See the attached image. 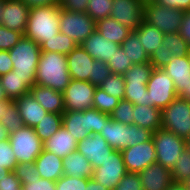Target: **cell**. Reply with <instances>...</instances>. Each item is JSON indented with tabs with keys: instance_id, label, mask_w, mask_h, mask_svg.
Returning a JSON list of instances; mask_svg holds the SVG:
<instances>
[{
	"instance_id": "f907efd6",
	"label": "cell",
	"mask_w": 190,
	"mask_h": 190,
	"mask_svg": "<svg viewBox=\"0 0 190 190\" xmlns=\"http://www.w3.org/2000/svg\"><path fill=\"white\" fill-rule=\"evenodd\" d=\"M113 190H143L139 174L127 172Z\"/></svg>"
},
{
	"instance_id": "9f6ffc18",
	"label": "cell",
	"mask_w": 190,
	"mask_h": 190,
	"mask_svg": "<svg viewBox=\"0 0 190 190\" xmlns=\"http://www.w3.org/2000/svg\"><path fill=\"white\" fill-rule=\"evenodd\" d=\"M12 64L13 62L11 61L9 51L0 50V76L12 71Z\"/></svg>"
},
{
	"instance_id": "ffe728a7",
	"label": "cell",
	"mask_w": 190,
	"mask_h": 190,
	"mask_svg": "<svg viewBox=\"0 0 190 190\" xmlns=\"http://www.w3.org/2000/svg\"><path fill=\"white\" fill-rule=\"evenodd\" d=\"M138 174L143 190H167L173 183L171 171L159 163L147 166Z\"/></svg>"
},
{
	"instance_id": "2e32d148",
	"label": "cell",
	"mask_w": 190,
	"mask_h": 190,
	"mask_svg": "<svg viewBox=\"0 0 190 190\" xmlns=\"http://www.w3.org/2000/svg\"><path fill=\"white\" fill-rule=\"evenodd\" d=\"M91 163L92 169L103 165V162L114 151L107 141L99 134H88V136L77 143V149Z\"/></svg>"
},
{
	"instance_id": "2644e50d",
	"label": "cell",
	"mask_w": 190,
	"mask_h": 190,
	"mask_svg": "<svg viewBox=\"0 0 190 190\" xmlns=\"http://www.w3.org/2000/svg\"><path fill=\"white\" fill-rule=\"evenodd\" d=\"M142 1L145 3V2H149V1H153V0H142Z\"/></svg>"
},
{
	"instance_id": "6f0895ef",
	"label": "cell",
	"mask_w": 190,
	"mask_h": 190,
	"mask_svg": "<svg viewBox=\"0 0 190 190\" xmlns=\"http://www.w3.org/2000/svg\"><path fill=\"white\" fill-rule=\"evenodd\" d=\"M179 34L190 46V10L185 11Z\"/></svg>"
},
{
	"instance_id": "277c9868",
	"label": "cell",
	"mask_w": 190,
	"mask_h": 190,
	"mask_svg": "<svg viewBox=\"0 0 190 190\" xmlns=\"http://www.w3.org/2000/svg\"><path fill=\"white\" fill-rule=\"evenodd\" d=\"M99 135L107 141L111 148L121 151L127 147L150 140L153 132L135 124H122L110 117L102 127Z\"/></svg>"
},
{
	"instance_id": "c3c4849f",
	"label": "cell",
	"mask_w": 190,
	"mask_h": 190,
	"mask_svg": "<svg viewBox=\"0 0 190 190\" xmlns=\"http://www.w3.org/2000/svg\"><path fill=\"white\" fill-rule=\"evenodd\" d=\"M112 74L108 64L100 61H93V70L91 75V84L99 87L105 79Z\"/></svg>"
},
{
	"instance_id": "11a10c76",
	"label": "cell",
	"mask_w": 190,
	"mask_h": 190,
	"mask_svg": "<svg viewBox=\"0 0 190 190\" xmlns=\"http://www.w3.org/2000/svg\"><path fill=\"white\" fill-rule=\"evenodd\" d=\"M153 1L160 5L182 10L184 12L190 10V0H153Z\"/></svg>"
},
{
	"instance_id": "8fae6325",
	"label": "cell",
	"mask_w": 190,
	"mask_h": 190,
	"mask_svg": "<svg viewBox=\"0 0 190 190\" xmlns=\"http://www.w3.org/2000/svg\"><path fill=\"white\" fill-rule=\"evenodd\" d=\"M59 29L80 45L96 29V22L87 12H70L60 8Z\"/></svg>"
},
{
	"instance_id": "74e56055",
	"label": "cell",
	"mask_w": 190,
	"mask_h": 190,
	"mask_svg": "<svg viewBox=\"0 0 190 190\" xmlns=\"http://www.w3.org/2000/svg\"><path fill=\"white\" fill-rule=\"evenodd\" d=\"M161 44L165 45L174 56H187L190 50V46L179 33L164 34Z\"/></svg>"
},
{
	"instance_id": "52a82bcc",
	"label": "cell",
	"mask_w": 190,
	"mask_h": 190,
	"mask_svg": "<svg viewBox=\"0 0 190 190\" xmlns=\"http://www.w3.org/2000/svg\"><path fill=\"white\" fill-rule=\"evenodd\" d=\"M185 12L154 1L144 3V21L163 34L179 33Z\"/></svg>"
},
{
	"instance_id": "4fadbf2b",
	"label": "cell",
	"mask_w": 190,
	"mask_h": 190,
	"mask_svg": "<svg viewBox=\"0 0 190 190\" xmlns=\"http://www.w3.org/2000/svg\"><path fill=\"white\" fill-rule=\"evenodd\" d=\"M127 173L120 150H114L109 157L103 162L102 166L93 169V179L106 187L113 190Z\"/></svg>"
},
{
	"instance_id": "6da1fadb",
	"label": "cell",
	"mask_w": 190,
	"mask_h": 190,
	"mask_svg": "<svg viewBox=\"0 0 190 190\" xmlns=\"http://www.w3.org/2000/svg\"><path fill=\"white\" fill-rule=\"evenodd\" d=\"M59 2L30 8L24 36L35 41L40 47L60 32Z\"/></svg>"
},
{
	"instance_id": "f1b7e54d",
	"label": "cell",
	"mask_w": 190,
	"mask_h": 190,
	"mask_svg": "<svg viewBox=\"0 0 190 190\" xmlns=\"http://www.w3.org/2000/svg\"><path fill=\"white\" fill-rule=\"evenodd\" d=\"M96 29L108 40L121 45L131 31L117 20L108 17L96 22Z\"/></svg>"
},
{
	"instance_id": "5bb4252c",
	"label": "cell",
	"mask_w": 190,
	"mask_h": 190,
	"mask_svg": "<svg viewBox=\"0 0 190 190\" xmlns=\"http://www.w3.org/2000/svg\"><path fill=\"white\" fill-rule=\"evenodd\" d=\"M127 172L139 173L156 163V150L152 138L121 150Z\"/></svg>"
},
{
	"instance_id": "7bdbcfd3",
	"label": "cell",
	"mask_w": 190,
	"mask_h": 190,
	"mask_svg": "<svg viewBox=\"0 0 190 190\" xmlns=\"http://www.w3.org/2000/svg\"><path fill=\"white\" fill-rule=\"evenodd\" d=\"M112 74L123 75L132 65L127 53L120 46L111 59L107 62Z\"/></svg>"
},
{
	"instance_id": "30bf717a",
	"label": "cell",
	"mask_w": 190,
	"mask_h": 190,
	"mask_svg": "<svg viewBox=\"0 0 190 190\" xmlns=\"http://www.w3.org/2000/svg\"><path fill=\"white\" fill-rule=\"evenodd\" d=\"M146 86L148 106L163 110L178 97L173 80L163 69L154 68Z\"/></svg>"
},
{
	"instance_id": "7c38bea8",
	"label": "cell",
	"mask_w": 190,
	"mask_h": 190,
	"mask_svg": "<svg viewBox=\"0 0 190 190\" xmlns=\"http://www.w3.org/2000/svg\"><path fill=\"white\" fill-rule=\"evenodd\" d=\"M96 87L89 81L71 79L63 92L65 111H84L93 108Z\"/></svg>"
},
{
	"instance_id": "603a6c76",
	"label": "cell",
	"mask_w": 190,
	"mask_h": 190,
	"mask_svg": "<svg viewBox=\"0 0 190 190\" xmlns=\"http://www.w3.org/2000/svg\"><path fill=\"white\" fill-rule=\"evenodd\" d=\"M25 126L34 128L48 113L29 92L15 100Z\"/></svg>"
},
{
	"instance_id": "8d00e7d4",
	"label": "cell",
	"mask_w": 190,
	"mask_h": 190,
	"mask_svg": "<svg viewBox=\"0 0 190 190\" xmlns=\"http://www.w3.org/2000/svg\"><path fill=\"white\" fill-rule=\"evenodd\" d=\"M174 183H183L190 178V151L186 147L171 169Z\"/></svg>"
},
{
	"instance_id": "be15d7a7",
	"label": "cell",
	"mask_w": 190,
	"mask_h": 190,
	"mask_svg": "<svg viewBox=\"0 0 190 190\" xmlns=\"http://www.w3.org/2000/svg\"><path fill=\"white\" fill-rule=\"evenodd\" d=\"M167 190H186L182 183H172Z\"/></svg>"
},
{
	"instance_id": "3957f363",
	"label": "cell",
	"mask_w": 190,
	"mask_h": 190,
	"mask_svg": "<svg viewBox=\"0 0 190 190\" xmlns=\"http://www.w3.org/2000/svg\"><path fill=\"white\" fill-rule=\"evenodd\" d=\"M9 54L13 62L12 71L22 77L31 88L35 84L37 65L41 54L40 45L23 35L18 43L9 50Z\"/></svg>"
},
{
	"instance_id": "d590c367",
	"label": "cell",
	"mask_w": 190,
	"mask_h": 190,
	"mask_svg": "<svg viewBox=\"0 0 190 190\" xmlns=\"http://www.w3.org/2000/svg\"><path fill=\"white\" fill-rule=\"evenodd\" d=\"M147 83H125L124 99L133 105L148 106Z\"/></svg>"
},
{
	"instance_id": "f5cc1de1",
	"label": "cell",
	"mask_w": 190,
	"mask_h": 190,
	"mask_svg": "<svg viewBox=\"0 0 190 190\" xmlns=\"http://www.w3.org/2000/svg\"><path fill=\"white\" fill-rule=\"evenodd\" d=\"M61 9L70 12H86L88 0H59Z\"/></svg>"
},
{
	"instance_id": "94428289",
	"label": "cell",
	"mask_w": 190,
	"mask_h": 190,
	"mask_svg": "<svg viewBox=\"0 0 190 190\" xmlns=\"http://www.w3.org/2000/svg\"><path fill=\"white\" fill-rule=\"evenodd\" d=\"M13 100L4 98L0 95V119L2 118V114L6 111V109L13 103Z\"/></svg>"
},
{
	"instance_id": "89a4df30",
	"label": "cell",
	"mask_w": 190,
	"mask_h": 190,
	"mask_svg": "<svg viewBox=\"0 0 190 190\" xmlns=\"http://www.w3.org/2000/svg\"><path fill=\"white\" fill-rule=\"evenodd\" d=\"M188 59H189V66H190V50H189V53H188Z\"/></svg>"
},
{
	"instance_id": "816d5d0a",
	"label": "cell",
	"mask_w": 190,
	"mask_h": 190,
	"mask_svg": "<svg viewBox=\"0 0 190 190\" xmlns=\"http://www.w3.org/2000/svg\"><path fill=\"white\" fill-rule=\"evenodd\" d=\"M23 190H56V182L42 178H34L22 184Z\"/></svg>"
},
{
	"instance_id": "e575fe53",
	"label": "cell",
	"mask_w": 190,
	"mask_h": 190,
	"mask_svg": "<svg viewBox=\"0 0 190 190\" xmlns=\"http://www.w3.org/2000/svg\"><path fill=\"white\" fill-rule=\"evenodd\" d=\"M153 67L150 62L133 64L124 74L125 83H147Z\"/></svg>"
},
{
	"instance_id": "680465c9",
	"label": "cell",
	"mask_w": 190,
	"mask_h": 190,
	"mask_svg": "<svg viewBox=\"0 0 190 190\" xmlns=\"http://www.w3.org/2000/svg\"><path fill=\"white\" fill-rule=\"evenodd\" d=\"M30 8L58 3L59 0H23Z\"/></svg>"
},
{
	"instance_id": "6125c7cd",
	"label": "cell",
	"mask_w": 190,
	"mask_h": 190,
	"mask_svg": "<svg viewBox=\"0 0 190 190\" xmlns=\"http://www.w3.org/2000/svg\"><path fill=\"white\" fill-rule=\"evenodd\" d=\"M178 97L190 101V80L187 83L185 89L182 91V93Z\"/></svg>"
},
{
	"instance_id": "7a4b0ae2",
	"label": "cell",
	"mask_w": 190,
	"mask_h": 190,
	"mask_svg": "<svg viewBox=\"0 0 190 190\" xmlns=\"http://www.w3.org/2000/svg\"><path fill=\"white\" fill-rule=\"evenodd\" d=\"M71 81L67 57L57 52L41 51L37 65L35 84L50 87L63 93Z\"/></svg>"
},
{
	"instance_id": "484cf974",
	"label": "cell",
	"mask_w": 190,
	"mask_h": 190,
	"mask_svg": "<svg viewBox=\"0 0 190 190\" xmlns=\"http://www.w3.org/2000/svg\"><path fill=\"white\" fill-rule=\"evenodd\" d=\"M64 175L75 178H92L93 169L87 158L77 150L69 153L63 159Z\"/></svg>"
},
{
	"instance_id": "e7e4bbea",
	"label": "cell",
	"mask_w": 190,
	"mask_h": 190,
	"mask_svg": "<svg viewBox=\"0 0 190 190\" xmlns=\"http://www.w3.org/2000/svg\"><path fill=\"white\" fill-rule=\"evenodd\" d=\"M8 139L6 129L0 124V140Z\"/></svg>"
},
{
	"instance_id": "f35d334b",
	"label": "cell",
	"mask_w": 190,
	"mask_h": 190,
	"mask_svg": "<svg viewBox=\"0 0 190 190\" xmlns=\"http://www.w3.org/2000/svg\"><path fill=\"white\" fill-rule=\"evenodd\" d=\"M0 124L6 129L8 135L24 126L19 108L15 101L6 109L4 114H2Z\"/></svg>"
},
{
	"instance_id": "8992f818",
	"label": "cell",
	"mask_w": 190,
	"mask_h": 190,
	"mask_svg": "<svg viewBox=\"0 0 190 190\" xmlns=\"http://www.w3.org/2000/svg\"><path fill=\"white\" fill-rule=\"evenodd\" d=\"M152 140L156 150V163L171 171L186 148V140L164 128L157 129Z\"/></svg>"
},
{
	"instance_id": "bcb514c9",
	"label": "cell",
	"mask_w": 190,
	"mask_h": 190,
	"mask_svg": "<svg viewBox=\"0 0 190 190\" xmlns=\"http://www.w3.org/2000/svg\"><path fill=\"white\" fill-rule=\"evenodd\" d=\"M87 182L88 178L63 175L56 181V190H86Z\"/></svg>"
},
{
	"instance_id": "91938a15",
	"label": "cell",
	"mask_w": 190,
	"mask_h": 190,
	"mask_svg": "<svg viewBox=\"0 0 190 190\" xmlns=\"http://www.w3.org/2000/svg\"><path fill=\"white\" fill-rule=\"evenodd\" d=\"M86 190H108L103 185L97 183L93 178H88Z\"/></svg>"
},
{
	"instance_id": "a7ac6f4b",
	"label": "cell",
	"mask_w": 190,
	"mask_h": 190,
	"mask_svg": "<svg viewBox=\"0 0 190 190\" xmlns=\"http://www.w3.org/2000/svg\"><path fill=\"white\" fill-rule=\"evenodd\" d=\"M186 147L190 151V136L186 139Z\"/></svg>"
},
{
	"instance_id": "83f0119b",
	"label": "cell",
	"mask_w": 190,
	"mask_h": 190,
	"mask_svg": "<svg viewBox=\"0 0 190 190\" xmlns=\"http://www.w3.org/2000/svg\"><path fill=\"white\" fill-rule=\"evenodd\" d=\"M133 116V124L146 128L153 133L162 128L161 110L156 107L134 105Z\"/></svg>"
},
{
	"instance_id": "7dc6e473",
	"label": "cell",
	"mask_w": 190,
	"mask_h": 190,
	"mask_svg": "<svg viewBox=\"0 0 190 190\" xmlns=\"http://www.w3.org/2000/svg\"><path fill=\"white\" fill-rule=\"evenodd\" d=\"M21 181V185L29 183V180L41 178L34 163H18L13 171Z\"/></svg>"
},
{
	"instance_id": "f6af8a7d",
	"label": "cell",
	"mask_w": 190,
	"mask_h": 190,
	"mask_svg": "<svg viewBox=\"0 0 190 190\" xmlns=\"http://www.w3.org/2000/svg\"><path fill=\"white\" fill-rule=\"evenodd\" d=\"M23 34L0 25V50L9 51L21 39Z\"/></svg>"
},
{
	"instance_id": "d4e9b609",
	"label": "cell",
	"mask_w": 190,
	"mask_h": 190,
	"mask_svg": "<svg viewBox=\"0 0 190 190\" xmlns=\"http://www.w3.org/2000/svg\"><path fill=\"white\" fill-rule=\"evenodd\" d=\"M162 69L173 80L177 95L179 96L190 80V66L188 55L184 57L173 56L172 60Z\"/></svg>"
},
{
	"instance_id": "ab89813d",
	"label": "cell",
	"mask_w": 190,
	"mask_h": 190,
	"mask_svg": "<svg viewBox=\"0 0 190 190\" xmlns=\"http://www.w3.org/2000/svg\"><path fill=\"white\" fill-rule=\"evenodd\" d=\"M119 99L115 98L112 95H109L105 91H103L101 88L96 87L95 93H94V103L93 108L97 109L98 111L105 113V114H111L115 107L119 103Z\"/></svg>"
},
{
	"instance_id": "836d02e7",
	"label": "cell",
	"mask_w": 190,
	"mask_h": 190,
	"mask_svg": "<svg viewBox=\"0 0 190 190\" xmlns=\"http://www.w3.org/2000/svg\"><path fill=\"white\" fill-rule=\"evenodd\" d=\"M18 164L9 139L0 140V181Z\"/></svg>"
},
{
	"instance_id": "4dcf8cb0",
	"label": "cell",
	"mask_w": 190,
	"mask_h": 190,
	"mask_svg": "<svg viewBox=\"0 0 190 190\" xmlns=\"http://www.w3.org/2000/svg\"><path fill=\"white\" fill-rule=\"evenodd\" d=\"M123 50L127 53L129 60H132L133 64H141L150 62V57L146 53L144 47L139 41L138 35L131 31L128 37L121 44Z\"/></svg>"
},
{
	"instance_id": "d6986e66",
	"label": "cell",
	"mask_w": 190,
	"mask_h": 190,
	"mask_svg": "<svg viewBox=\"0 0 190 190\" xmlns=\"http://www.w3.org/2000/svg\"><path fill=\"white\" fill-rule=\"evenodd\" d=\"M80 45L94 60H100L105 63L111 59L114 52L121 46L103 37L97 29Z\"/></svg>"
},
{
	"instance_id": "5b68a950",
	"label": "cell",
	"mask_w": 190,
	"mask_h": 190,
	"mask_svg": "<svg viewBox=\"0 0 190 190\" xmlns=\"http://www.w3.org/2000/svg\"><path fill=\"white\" fill-rule=\"evenodd\" d=\"M109 118V114L102 113L95 108L84 111H65L62 114V126L79 142L88 134H100Z\"/></svg>"
},
{
	"instance_id": "03108f58",
	"label": "cell",
	"mask_w": 190,
	"mask_h": 190,
	"mask_svg": "<svg viewBox=\"0 0 190 190\" xmlns=\"http://www.w3.org/2000/svg\"><path fill=\"white\" fill-rule=\"evenodd\" d=\"M186 190H190V178L182 183Z\"/></svg>"
},
{
	"instance_id": "681fc988",
	"label": "cell",
	"mask_w": 190,
	"mask_h": 190,
	"mask_svg": "<svg viewBox=\"0 0 190 190\" xmlns=\"http://www.w3.org/2000/svg\"><path fill=\"white\" fill-rule=\"evenodd\" d=\"M173 56V53L169 52L165 45H161L150 56V63L153 68L162 69L172 60Z\"/></svg>"
},
{
	"instance_id": "7402d4cb",
	"label": "cell",
	"mask_w": 190,
	"mask_h": 190,
	"mask_svg": "<svg viewBox=\"0 0 190 190\" xmlns=\"http://www.w3.org/2000/svg\"><path fill=\"white\" fill-rule=\"evenodd\" d=\"M77 143L74 136L62 126L47 141L43 142V150L64 159L69 153L77 149Z\"/></svg>"
},
{
	"instance_id": "f546056e",
	"label": "cell",
	"mask_w": 190,
	"mask_h": 190,
	"mask_svg": "<svg viewBox=\"0 0 190 190\" xmlns=\"http://www.w3.org/2000/svg\"><path fill=\"white\" fill-rule=\"evenodd\" d=\"M134 32L138 35L139 41L149 57L162 45L164 34L144 20Z\"/></svg>"
},
{
	"instance_id": "ba28073f",
	"label": "cell",
	"mask_w": 190,
	"mask_h": 190,
	"mask_svg": "<svg viewBox=\"0 0 190 190\" xmlns=\"http://www.w3.org/2000/svg\"><path fill=\"white\" fill-rule=\"evenodd\" d=\"M161 124L162 128L186 140L190 136V101L175 98L161 110Z\"/></svg>"
},
{
	"instance_id": "db71d44e",
	"label": "cell",
	"mask_w": 190,
	"mask_h": 190,
	"mask_svg": "<svg viewBox=\"0 0 190 190\" xmlns=\"http://www.w3.org/2000/svg\"><path fill=\"white\" fill-rule=\"evenodd\" d=\"M0 190H23L21 181L16 177L15 173L11 171L0 181Z\"/></svg>"
},
{
	"instance_id": "b9f144b4",
	"label": "cell",
	"mask_w": 190,
	"mask_h": 190,
	"mask_svg": "<svg viewBox=\"0 0 190 190\" xmlns=\"http://www.w3.org/2000/svg\"><path fill=\"white\" fill-rule=\"evenodd\" d=\"M112 7V0H88L86 12L97 22L98 20L110 17Z\"/></svg>"
},
{
	"instance_id": "ac0fdd59",
	"label": "cell",
	"mask_w": 190,
	"mask_h": 190,
	"mask_svg": "<svg viewBox=\"0 0 190 190\" xmlns=\"http://www.w3.org/2000/svg\"><path fill=\"white\" fill-rule=\"evenodd\" d=\"M66 57L71 79L89 81L91 83L94 61L92 56L81 45H77Z\"/></svg>"
},
{
	"instance_id": "60d3db41",
	"label": "cell",
	"mask_w": 190,
	"mask_h": 190,
	"mask_svg": "<svg viewBox=\"0 0 190 190\" xmlns=\"http://www.w3.org/2000/svg\"><path fill=\"white\" fill-rule=\"evenodd\" d=\"M99 88H101L109 95L118 98L119 100L124 99L125 80L123 75L111 74L107 79L103 81Z\"/></svg>"
},
{
	"instance_id": "d6a6232c",
	"label": "cell",
	"mask_w": 190,
	"mask_h": 190,
	"mask_svg": "<svg viewBox=\"0 0 190 190\" xmlns=\"http://www.w3.org/2000/svg\"><path fill=\"white\" fill-rule=\"evenodd\" d=\"M77 45L72 38L59 32L52 39H48L40 48L41 51L68 55Z\"/></svg>"
},
{
	"instance_id": "4316f807",
	"label": "cell",
	"mask_w": 190,
	"mask_h": 190,
	"mask_svg": "<svg viewBox=\"0 0 190 190\" xmlns=\"http://www.w3.org/2000/svg\"><path fill=\"white\" fill-rule=\"evenodd\" d=\"M29 92L30 87L13 71L0 76V95L4 98L15 101Z\"/></svg>"
},
{
	"instance_id": "003e7915",
	"label": "cell",
	"mask_w": 190,
	"mask_h": 190,
	"mask_svg": "<svg viewBox=\"0 0 190 190\" xmlns=\"http://www.w3.org/2000/svg\"><path fill=\"white\" fill-rule=\"evenodd\" d=\"M3 6H4V0H0V24H1V16L3 14Z\"/></svg>"
},
{
	"instance_id": "e0dca14e",
	"label": "cell",
	"mask_w": 190,
	"mask_h": 190,
	"mask_svg": "<svg viewBox=\"0 0 190 190\" xmlns=\"http://www.w3.org/2000/svg\"><path fill=\"white\" fill-rule=\"evenodd\" d=\"M29 10L30 7L23 0H4L0 25L19 31L24 35Z\"/></svg>"
},
{
	"instance_id": "9a60e30c",
	"label": "cell",
	"mask_w": 190,
	"mask_h": 190,
	"mask_svg": "<svg viewBox=\"0 0 190 190\" xmlns=\"http://www.w3.org/2000/svg\"><path fill=\"white\" fill-rule=\"evenodd\" d=\"M110 17L135 31L144 20V2L142 0H112Z\"/></svg>"
},
{
	"instance_id": "9c48e42d",
	"label": "cell",
	"mask_w": 190,
	"mask_h": 190,
	"mask_svg": "<svg viewBox=\"0 0 190 190\" xmlns=\"http://www.w3.org/2000/svg\"><path fill=\"white\" fill-rule=\"evenodd\" d=\"M8 139L18 163H34L43 151V142L32 127L24 125L8 135Z\"/></svg>"
},
{
	"instance_id": "44dd1931",
	"label": "cell",
	"mask_w": 190,
	"mask_h": 190,
	"mask_svg": "<svg viewBox=\"0 0 190 190\" xmlns=\"http://www.w3.org/2000/svg\"><path fill=\"white\" fill-rule=\"evenodd\" d=\"M30 93L48 113L63 114L65 112L63 93L38 84L30 88Z\"/></svg>"
},
{
	"instance_id": "ee69618b",
	"label": "cell",
	"mask_w": 190,
	"mask_h": 190,
	"mask_svg": "<svg viewBox=\"0 0 190 190\" xmlns=\"http://www.w3.org/2000/svg\"><path fill=\"white\" fill-rule=\"evenodd\" d=\"M133 110L134 105L128 100L122 99L115 107L110 117L117 122L122 124L131 125L133 124Z\"/></svg>"
},
{
	"instance_id": "cb8c5ba5",
	"label": "cell",
	"mask_w": 190,
	"mask_h": 190,
	"mask_svg": "<svg viewBox=\"0 0 190 190\" xmlns=\"http://www.w3.org/2000/svg\"><path fill=\"white\" fill-rule=\"evenodd\" d=\"M34 164L42 179L56 182L64 175L63 159L54 153L43 150L34 161Z\"/></svg>"
},
{
	"instance_id": "1f68e13d",
	"label": "cell",
	"mask_w": 190,
	"mask_h": 190,
	"mask_svg": "<svg viewBox=\"0 0 190 190\" xmlns=\"http://www.w3.org/2000/svg\"><path fill=\"white\" fill-rule=\"evenodd\" d=\"M62 127V114L46 113L43 119L34 127L35 133L42 142Z\"/></svg>"
}]
</instances>
